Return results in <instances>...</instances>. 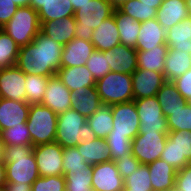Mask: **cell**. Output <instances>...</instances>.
<instances>
[{
	"mask_svg": "<svg viewBox=\"0 0 191 191\" xmlns=\"http://www.w3.org/2000/svg\"><path fill=\"white\" fill-rule=\"evenodd\" d=\"M134 102L140 120L138 134L145 132H169L167 118L162 113V107L157 96L135 99Z\"/></svg>",
	"mask_w": 191,
	"mask_h": 191,
	"instance_id": "cell-9",
	"label": "cell"
},
{
	"mask_svg": "<svg viewBox=\"0 0 191 191\" xmlns=\"http://www.w3.org/2000/svg\"><path fill=\"white\" fill-rule=\"evenodd\" d=\"M103 53L111 72L132 75L138 68L137 50L133 47L120 44Z\"/></svg>",
	"mask_w": 191,
	"mask_h": 191,
	"instance_id": "cell-17",
	"label": "cell"
},
{
	"mask_svg": "<svg viewBox=\"0 0 191 191\" xmlns=\"http://www.w3.org/2000/svg\"><path fill=\"white\" fill-rule=\"evenodd\" d=\"M95 87L104 105L134 100L131 74L108 72L96 81Z\"/></svg>",
	"mask_w": 191,
	"mask_h": 191,
	"instance_id": "cell-7",
	"label": "cell"
},
{
	"mask_svg": "<svg viewBox=\"0 0 191 191\" xmlns=\"http://www.w3.org/2000/svg\"><path fill=\"white\" fill-rule=\"evenodd\" d=\"M33 145H3L2 161L6 168V183L30 184L40 177Z\"/></svg>",
	"mask_w": 191,
	"mask_h": 191,
	"instance_id": "cell-2",
	"label": "cell"
},
{
	"mask_svg": "<svg viewBox=\"0 0 191 191\" xmlns=\"http://www.w3.org/2000/svg\"><path fill=\"white\" fill-rule=\"evenodd\" d=\"M189 17H191V0H185Z\"/></svg>",
	"mask_w": 191,
	"mask_h": 191,
	"instance_id": "cell-57",
	"label": "cell"
},
{
	"mask_svg": "<svg viewBox=\"0 0 191 191\" xmlns=\"http://www.w3.org/2000/svg\"><path fill=\"white\" fill-rule=\"evenodd\" d=\"M119 35L115 18L112 15L105 19L97 29H94L91 43L95 50L108 51L121 44Z\"/></svg>",
	"mask_w": 191,
	"mask_h": 191,
	"instance_id": "cell-21",
	"label": "cell"
},
{
	"mask_svg": "<svg viewBox=\"0 0 191 191\" xmlns=\"http://www.w3.org/2000/svg\"><path fill=\"white\" fill-rule=\"evenodd\" d=\"M115 7L108 0H91L75 11V37L91 42L94 29L113 15Z\"/></svg>",
	"mask_w": 191,
	"mask_h": 191,
	"instance_id": "cell-4",
	"label": "cell"
},
{
	"mask_svg": "<svg viewBox=\"0 0 191 191\" xmlns=\"http://www.w3.org/2000/svg\"><path fill=\"white\" fill-rule=\"evenodd\" d=\"M41 104L50 108L58 115L71 109L72 92L63 84L57 75H54L49 77Z\"/></svg>",
	"mask_w": 191,
	"mask_h": 191,
	"instance_id": "cell-15",
	"label": "cell"
},
{
	"mask_svg": "<svg viewBox=\"0 0 191 191\" xmlns=\"http://www.w3.org/2000/svg\"><path fill=\"white\" fill-rule=\"evenodd\" d=\"M189 17L185 0H163L157 10L156 20L165 29Z\"/></svg>",
	"mask_w": 191,
	"mask_h": 191,
	"instance_id": "cell-23",
	"label": "cell"
},
{
	"mask_svg": "<svg viewBox=\"0 0 191 191\" xmlns=\"http://www.w3.org/2000/svg\"><path fill=\"white\" fill-rule=\"evenodd\" d=\"M114 162L123 179L135 172L141 164L131 152L125 153L122 158Z\"/></svg>",
	"mask_w": 191,
	"mask_h": 191,
	"instance_id": "cell-46",
	"label": "cell"
},
{
	"mask_svg": "<svg viewBox=\"0 0 191 191\" xmlns=\"http://www.w3.org/2000/svg\"><path fill=\"white\" fill-rule=\"evenodd\" d=\"M157 99L162 107V113L167 118V111H173L180 106H186L187 101L180 95L172 81H166L157 92Z\"/></svg>",
	"mask_w": 191,
	"mask_h": 191,
	"instance_id": "cell-33",
	"label": "cell"
},
{
	"mask_svg": "<svg viewBox=\"0 0 191 191\" xmlns=\"http://www.w3.org/2000/svg\"><path fill=\"white\" fill-rule=\"evenodd\" d=\"M63 45L41 31L35 39L21 46L16 66L25 74L52 77L60 69Z\"/></svg>",
	"mask_w": 191,
	"mask_h": 191,
	"instance_id": "cell-1",
	"label": "cell"
},
{
	"mask_svg": "<svg viewBox=\"0 0 191 191\" xmlns=\"http://www.w3.org/2000/svg\"><path fill=\"white\" fill-rule=\"evenodd\" d=\"M85 66L92 74L95 81L104 77L110 71V67L103 51L95 50L88 58Z\"/></svg>",
	"mask_w": 191,
	"mask_h": 191,
	"instance_id": "cell-42",
	"label": "cell"
},
{
	"mask_svg": "<svg viewBox=\"0 0 191 191\" xmlns=\"http://www.w3.org/2000/svg\"><path fill=\"white\" fill-rule=\"evenodd\" d=\"M189 69H191V56L189 52H182L175 49L167 50L164 66L166 81H173Z\"/></svg>",
	"mask_w": 191,
	"mask_h": 191,
	"instance_id": "cell-29",
	"label": "cell"
},
{
	"mask_svg": "<svg viewBox=\"0 0 191 191\" xmlns=\"http://www.w3.org/2000/svg\"><path fill=\"white\" fill-rule=\"evenodd\" d=\"M166 45L168 49L191 51V17L166 30Z\"/></svg>",
	"mask_w": 191,
	"mask_h": 191,
	"instance_id": "cell-27",
	"label": "cell"
},
{
	"mask_svg": "<svg viewBox=\"0 0 191 191\" xmlns=\"http://www.w3.org/2000/svg\"><path fill=\"white\" fill-rule=\"evenodd\" d=\"M115 8L119 7L126 0H108Z\"/></svg>",
	"mask_w": 191,
	"mask_h": 191,
	"instance_id": "cell-56",
	"label": "cell"
},
{
	"mask_svg": "<svg viewBox=\"0 0 191 191\" xmlns=\"http://www.w3.org/2000/svg\"><path fill=\"white\" fill-rule=\"evenodd\" d=\"M153 191H165L176 182L177 170L162 159L147 164Z\"/></svg>",
	"mask_w": 191,
	"mask_h": 191,
	"instance_id": "cell-26",
	"label": "cell"
},
{
	"mask_svg": "<svg viewBox=\"0 0 191 191\" xmlns=\"http://www.w3.org/2000/svg\"><path fill=\"white\" fill-rule=\"evenodd\" d=\"M172 82L176 86L180 95L188 101L191 98V69L174 79Z\"/></svg>",
	"mask_w": 191,
	"mask_h": 191,
	"instance_id": "cell-47",
	"label": "cell"
},
{
	"mask_svg": "<svg viewBox=\"0 0 191 191\" xmlns=\"http://www.w3.org/2000/svg\"><path fill=\"white\" fill-rule=\"evenodd\" d=\"M21 47L32 42L41 31L38 12L31 6L19 7L9 22L1 28Z\"/></svg>",
	"mask_w": 191,
	"mask_h": 191,
	"instance_id": "cell-6",
	"label": "cell"
},
{
	"mask_svg": "<svg viewBox=\"0 0 191 191\" xmlns=\"http://www.w3.org/2000/svg\"><path fill=\"white\" fill-rule=\"evenodd\" d=\"M37 12L41 25L46 21L60 20L75 14L70 0H46Z\"/></svg>",
	"mask_w": 191,
	"mask_h": 191,
	"instance_id": "cell-31",
	"label": "cell"
},
{
	"mask_svg": "<svg viewBox=\"0 0 191 191\" xmlns=\"http://www.w3.org/2000/svg\"><path fill=\"white\" fill-rule=\"evenodd\" d=\"M30 1H31V0H13V2H14L18 7H28V6H30Z\"/></svg>",
	"mask_w": 191,
	"mask_h": 191,
	"instance_id": "cell-55",
	"label": "cell"
},
{
	"mask_svg": "<svg viewBox=\"0 0 191 191\" xmlns=\"http://www.w3.org/2000/svg\"><path fill=\"white\" fill-rule=\"evenodd\" d=\"M147 5H153V8L157 9L161 6L163 0H139Z\"/></svg>",
	"mask_w": 191,
	"mask_h": 191,
	"instance_id": "cell-52",
	"label": "cell"
},
{
	"mask_svg": "<svg viewBox=\"0 0 191 191\" xmlns=\"http://www.w3.org/2000/svg\"><path fill=\"white\" fill-rule=\"evenodd\" d=\"M19 7L13 0H0V28H3Z\"/></svg>",
	"mask_w": 191,
	"mask_h": 191,
	"instance_id": "cell-48",
	"label": "cell"
},
{
	"mask_svg": "<svg viewBox=\"0 0 191 191\" xmlns=\"http://www.w3.org/2000/svg\"><path fill=\"white\" fill-rule=\"evenodd\" d=\"M2 151H3V144H2V141L0 139V161H2Z\"/></svg>",
	"mask_w": 191,
	"mask_h": 191,
	"instance_id": "cell-58",
	"label": "cell"
},
{
	"mask_svg": "<svg viewBox=\"0 0 191 191\" xmlns=\"http://www.w3.org/2000/svg\"><path fill=\"white\" fill-rule=\"evenodd\" d=\"M76 20L74 16H69L53 21H46L41 25V32L63 46L75 38Z\"/></svg>",
	"mask_w": 191,
	"mask_h": 191,
	"instance_id": "cell-22",
	"label": "cell"
},
{
	"mask_svg": "<svg viewBox=\"0 0 191 191\" xmlns=\"http://www.w3.org/2000/svg\"><path fill=\"white\" fill-rule=\"evenodd\" d=\"M94 51L91 42L75 37L63 46L60 68L84 66Z\"/></svg>",
	"mask_w": 191,
	"mask_h": 191,
	"instance_id": "cell-19",
	"label": "cell"
},
{
	"mask_svg": "<svg viewBox=\"0 0 191 191\" xmlns=\"http://www.w3.org/2000/svg\"><path fill=\"white\" fill-rule=\"evenodd\" d=\"M175 185L180 191H191V163L177 171Z\"/></svg>",
	"mask_w": 191,
	"mask_h": 191,
	"instance_id": "cell-49",
	"label": "cell"
},
{
	"mask_svg": "<svg viewBox=\"0 0 191 191\" xmlns=\"http://www.w3.org/2000/svg\"><path fill=\"white\" fill-rule=\"evenodd\" d=\"M167 50L168 46L166 44H163L152 48L150 51H137V69H146L164 74Z\"/></svg>",
	"mask_w": 191,
	"mask_h": 191,
	"instance_id": "cell-32",
	"label": "cell"
},
{
	"mask_svg": "<svg viewBox=\"0 0 191 191\" xmlns=\"http://www.w3.org/2000/svg\"><path fill=\"white\" fill-rule=\"evenodd\" d=\"M131 77L134 100L156 96L166 82L163 73L146 69H137Z\"/></svg>",
	"mask_w": 191,
	"mask_h": 191,
	"instance_id": "cell-16",
	"label": "cell"
},
{
	"mask_svg": "<svg viewBox=\"0 0 191 191\" xmlns=\"http://www.w3.org/2000/svg\"><path fill=\"white\" fill-rule=\"evenodd\" d=\"M167 127L169 131H191V105L167 111Z\"/></svg>",
	"mask_w": 191,
	"mask_h": 191,
	"instance_id": "cell-40",
	"label": "cell"
},
{
	"mask_svg": "<svg viewBox=\"0 0 191 191\" xmlns=\"http://www.w3.org/2000/svg\"><path fill=\"white\" fill-rule=\"evenodd\" d=\"M20 47L0 28V69L16 65Z\"/></svg>",
	"mask_w": 191,
	"mask_h": 191,
	"instance_id": "cell-38",
	"label": "cell"
},
{
	"mask_svg": "<svg viewBox=\"0 0 191 191\" xmlns=\"http://www.w3.org/2000/svg\"><path fill=\"white\" fill-rule=\"evenodd\" d=\"M187 103H188L189 105H191V98L187 101Z\"/></svg>",
	"mask_w": 191,
	"mask_h": 191,
	"instance_id": "cell-60",
	"label": "cell"
},
{
	"mask_svg": "<svg viewBox=\"0 0 191 191\" xmlns=\"http://www.w3.org/2000/svg\"><path fill=\"white\" fill-rule=\"evenodd\" d=\"M76 148L91 166L111 160L106 139L96 138L89 142H80Z\"/></svg>",
	"mask_w": 191,
	"mask_h": 191,
	"instance_id": "cell-30",
	"label": "cell"
},
{
	"mask_svg": "<svg viewBox=\"0 0 191 191\" xmlns=\"http://www.w3.org/2000/svg\"><path fill=\"white\" fill-rule=\"evenodd\" d=\"M46 0H31L30 1V6L35 9L36 11H38L42 6H43V3L45 2Z\"/></svg>",
	"mask_w": 191,
	"mask_h": 191,
	"instance_id": "cell-54",
	"label": "cell"
},
{
	"mask_svg": "<svg viewBox=\"0 0 191 191\" xmlns=\"http://www.w3.org/2000/svg\"><path fill=\"white\" fill-rule=\"evenodd\" d=\"M64 177L66 191H93L91 165L88 168H70Z\"/></svg>",
	"mask_w": 191,
	"mask_h": 191,
	"instance_id": "cell-35",
	"label": "cell"
},
{
	"mask_svg": "<svg viewBox=\"0 0 191 191\" xmlns=\"http://www.w3.org/2000/svg\"><path fill=\"white\" fill-rule=\"evenodd\" d=\"M113 16L120 34L121 45L136 48L141 23L121 12L118 8L114 9Z\"/></svg>",
	"mask_w": 191,
	"mask_h": 191,
	"instance_id": "cell-28",
	"label": "cell"
},
{
	"mask_svg": "<svg viewBox=\"0 0 191 191\" xmlns=\"http://www.w3.org/2000/svg\"><path fill=\"white\" fill-rule=\"evenodd\" d=\"M3 191H31V185H14L13 183H6Z\"/></svg>",
	"mask_w": 191,
	"mask_h": 191,
	"instance_id": "cell-50",
	"label": "cell"
},
{
	"mask_svg": "<svg viewBox=\"0 0 191 191\" xmlns=\"http://www.w3.org/2000/svg\"><path fill=\"white\" fill-rule=\"evenodd\" d=\"M122 191H153L148 165L140 164L135 172L125 177Z\"/></svg>",
	"mask_w": 191,
	"mask_h": 191,
	"instance_id": "cell-37",
	"label": "cell"
},
{
	"mask_svg": "<svg viewBox=\"0 0 191 191\" xmlns=\"http://www.w3.org/2000/svg\"><path fill=\"white\" fill-rule=\"evenodd\" d=\"M113 128L108 135L127 137L133 140L139 133L140 120L135 102L111 105Z\"/></svg>",
	"mask_w": 191,
	"mask_h": 191,
	"instance_id": "cell-10",
	"label": "cell"
},
{
	"mask_svg": "<svg viewBox=\"0 0 191 191\" xmlns=\"http://www.w3.org/2000/svg\"><path fill=\"white\" fill-rule=\"evenodd\" d=\"M97 137L87 123V118L69 109L58 114L55 142L63 148L76 147L80 142H89Z\"/></svg>",
	"mask_w": 191,
	"mask_h": 191,
	"instance_id": "cell-3",
	"label": "cell"
},
{
	"mask_svg": "<svg viewBox=\"0 0 191 191\" xmlns=\"http://www.w3.org/2000/svg\"><path fill=\"white\" fill-rule=\"evenodd\" d=\"M56 75L71 92L81 87L96 86L95 79L85 65L60 68Z\"/></svg>",
	"mask_w": 191,
	"mask_h": 191,
	"instance_id": "cell-25",
	"label": "cell"
},
{
	"mask_svg": "<svg viewBox=\"0 0 191 191\" xmlns=\"http://www.w3.org/2000/svg\"><path fill=\"white\" fill-rule=\"evenodd\" d=\"M165 191H180V190L176 185H174L172 188H169V189H167Z\"/></svg>",
	"mask_w": 191,
	"mask_h": 191,
	"instance_id": "cell-59",
	"label": "cell"
},
{
	"mask_svg": "<svg viewBox=\"0 0 191 191\" xmlns=\"http://www.w3.org/2000/svg\"><path fill=\"white\" fill-rule=\"evenodd\" d=\"M166 44V30L158 23L156 18L142 22L136 43L137 51H147Z\"/></svg>",
	"mask_w": 191,
	"mask_h": 191,
	"instance_id": "cell-20",
	"label": "cell"
},
{
	"mask_svg": "<svg viewBox=\"0 0 191 191\" xmlns=\"http://www.w3.org/2000/svg\"><path fill=\"white\" fill-rule=\"evenodd\" d=\"M117 8L140 23L154 19L157 15V9L153 8V5L139 0H126Z\"/></svg>",
	"mask_w": 191,
	"mask_h": 191,
	"instance_id": "cell-36",
	"label": "cell"
},
{
	"mask_svg": "<svg viewBox=\"0 0 191 191\" xmlns=\"http://www.w3.org/2000/svg\"><path fill=\"white\" fill-rule=\"evenodd\" d=\"M49 77L26 74L25 91L26 102L28 104H38L42 102Z\"/></svg>",
	"mask_w": 191,
	"mask_h": 191,
	"instance_id": "cell-39",
	"label": "cell"
},
{
	"mask_svg": "<svg viewBox=\"0 0 191 191\" xmlns=\"http://www.w3.org/2000/svg\"><path fill=\"white\" fill-rule=\"evenodd\" d=\"M58 115L43 104H30L27 119L33 146L55 142Z\"/></svg>",
	"mask_w": 191,
	"mask_h": 191,
	"instance_id": "cell-5",
	"label": "cell"
},
{
	"mask_svg": "<svg viewBox=\"0 0 191 191\" xmlns=\"http://www.w3.org/2000/svg\"><path fill=\"white\" fill-rule=\"evenodd\" d=\"M71 4L73 5V10L74 12L77 11L83 4H85L88 1L91 0H70Z\"/></svg>",
	"mask_w": 191,
	"mask_h": 191,
	"instance_id": "cell-53",
	"label": "cell"
},
{
	"mask_svg": "<svg viewBox=\"0 0 191 191\" xmlns=\"http://www.w3.org/2000/svg\"><path fill=\"white\" fill-rule=\"evenodd\" d=\"M63 147L57 142L33 147L40 177L63 175Z\"/></svg>",
	"mask_w": 191,
	"mask_h": 191,
	"instance_id": "cell-12",
	"label": "cell"
},
{
	"mask_svg": "<svg viewBox=\"0 0 191 191\" xmlns=\"http://www.w3.org/2000/svg\"><path fill=\"white\" fill-rule=\"evenodd\" d=\"M168 133L145 132L132 140L131 153L141 164H149L160 159L165 148Z\"/></svg>",
	"mask_w": 191,
	"mask_h": 191,
	"instance_id": "cell-11",
	"label": "cell"
},
{
	"mask_svg": "<svg viewBox=\"0 0 191 191\" xmlns=\"http://www.w3.org/2000/svg\"><path fill=\"white\" fill-rule=\"evenodd\" d=\"M29 109L30 104L26 101L0 98V131L23 126L27 122Z\"/></svg>",
	"mask_w": 191,
	"mask_h": 191,
	"instance_id": "cell-18",
	"label": "cell"
},
{
	"mask_svg": "<svg viewBox=\"0 0 191 191\" xmlns=\"http://www.w3.org/2000/svg\"><path fill=\"white\" fill-rule=\"evenodd\" d=\"M87 123L97 138L106 139L113 128L111 105L102 104L93 115L87 118Z\"/></svg>",
	"mask_w": 191,
	"mask_h": 191,
	"instance_id": "cell-34",
	"label": "cell"
},
{
	"mask_svg": "<svg viewBox=\"0 0 191 191\" xmlns=\"http://www.w3.org/2000/svg\"><path fill=\"white\" fill-rule=\"evenodd\" d=\"M106 141L112 161L122 158L127 152H131L132 140L127 137L108 135Z\"/></svg>",
	"mask_w": 191,
	"mask_h": 191,
	"instance_id": "cell-44",
	"label": "cell"
},
{
	"mask_svg": "<svg viewBox=\"0 0 191 191\" xmlns=\"http://www.w3.org/2000/svg\"><path fill=\"white\" fill-rule=\"evenodd\" d=\"M63 175L70 168H88L90 165L85 162V158L79 153L76 147L63 148Z\"/></svg>",
	"mask_w": 191,
	"mask_h": 191,
	"instance_id": "cell-45",
	"label": "cell"
},
{
	"mask_svg": "<svg viewBox=\"0 0 191 191\" xmlns=\"http://www.w3.org/2000/svg\"><path fill=\"white\" fill-rule=\"evenodd\" d=\"M93 191H122L124 179L119 174L114 161L99 163L92 166Z\"/></svg>",
	"mask_w": 191,
	"mask_h": 191,
	"instance_id": "cell-13",
	"label": "cell"
},
{
	"mask_svg": "<svg viewBox=\"0 0 191 191\" xmlns=\"http://www.w3.org/2000/svg\"><path fill=\"white\" fill-rule=\"evenodd\" d=\"M101 106L102 102L96 87H81L72 92L71 109L77 111L85 118H89Z\"/></svg>",
	"mask_w": 191,
	"mask_h": 191,
	"instance_id": "cell-24",
	"label": "cell"
},
{
	"mask_svg": "<svg viewBox=\"0 0 191 191\" xmlns=\"http://www.w3.org/2000/svg\"><path fill=\"white\" fill-rule=\"evenodd\" d=\"M0 139L3 145H32L31 136L26 123L23 126H15L2 130Z\"/></svg>",
	"mask_w": 191,
	"mask_h": 191,
	"instance_id": "cell-41",
	"label": "cell"
},
{
	"mask_svg": "<svg viewBox=\"0 0 191 191\" xmlns=\"http://www.w3.org/2000/svg\"><path fill=\"white\" fill-rule=\"evenodd\" d=\"M160 159L177 171L191 163V131H169Z\"/></svg>",
	"mask_w": 191,
	"mask_h": 191,
	"instance_id": "cell-8",
	"label": "cell"
},
{
	"mask_svg": "<svg viewBox=\"0 0 191 191\" xmlns=\"http://www.w3.org/2000/svg\"><path fill=\"white\" fill-rule=\"evenodd\" d=\"M26 74L16 65L0 69V98L26 101Z\"/></svg>",
	"mask_w": 191,
	"mask_h": 191,
	"instance_id": "cell-14",
	"label": "cell"
},
{
	"mask_svg": "<svg viewBox=\"0 0 191 191\" xmlns=\"http://www.w3.org/2000/svg\"><path fill=\"white\" fill-rule=\"evenodd\" d=\"M31 191H66L64 175L38 177L31 185Z\"/></svg>",
	"mask_w": 191,
	"mask_h": 191,
	"instance_id": "cell-43",
	"label": "cell"
},
{
	"mask_svg": "<svg viewBox=\"0 0 191 191\" xmlns=\"http://www.w3.org/2000/svg\"><path fill=\"white\" fill-rule=\"evenodd\" d=\"M6 184V168L5 163L0 161V191H3Z\"/></svg>",
	"mask_w": 191,
	"mask_h": 191,
	"instance_id": "cell-51",
	"label": "cell"
}]
</instances>
